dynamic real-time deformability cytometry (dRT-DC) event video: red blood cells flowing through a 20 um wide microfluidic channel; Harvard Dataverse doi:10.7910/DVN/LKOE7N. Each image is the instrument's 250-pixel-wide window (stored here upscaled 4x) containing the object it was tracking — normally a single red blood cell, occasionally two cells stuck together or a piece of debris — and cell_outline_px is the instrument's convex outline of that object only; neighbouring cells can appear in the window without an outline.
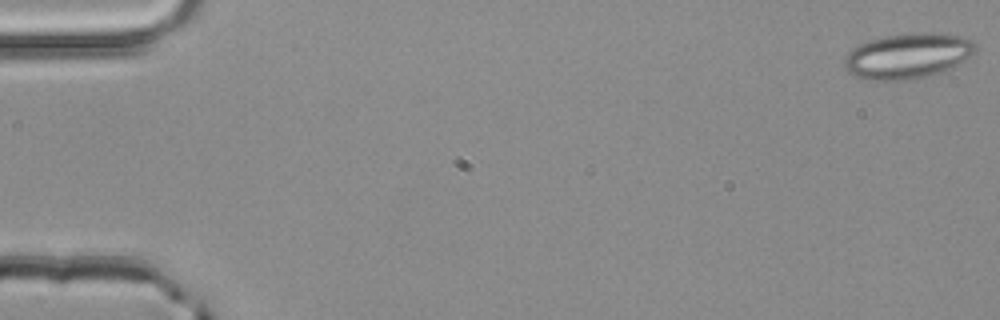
{"species": "common noctule bat (a hibernating species)", "species_latin": "Nyctalus noctula", "temperature_condition": "room temperature", "stored_images_in_passage": 52, "camera_frame_rate_fps": 3000, "um_per_image_px": 0.085, "animal": {"sex": "male", "body_mass_g": 20.4}, "frame": {"image": 1, "passage_image": 1, "time_ms": 0.0, "image_size_px": [1000, 320], "cell_outline_px": [[976, 48], [972, 56], [956, 68], [924, 76], [904, 80], [868, 80], [852, 76], [848, 72], [844, 64], [844, 60], [848, 52], [860, 44], [884, 36], [920, 32], [948, 32], [972, 40], [976, 44]], "centroid_in_image_um": [77.22, 4.74], "position_along_channel_um": 7.8, "area_um2": 35.03}}
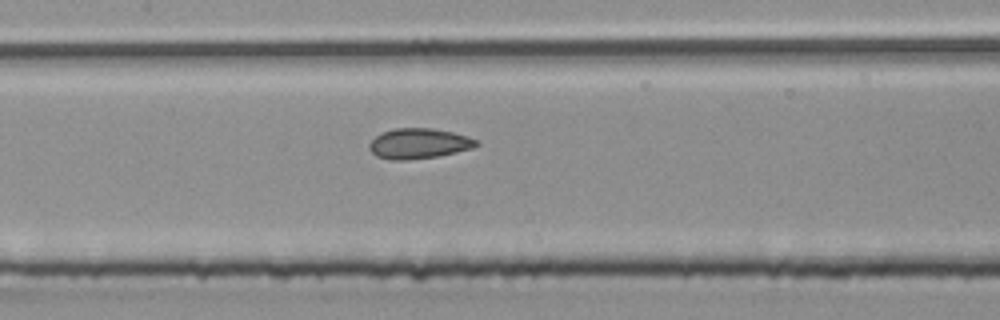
{"frame": {"image": 2, "passage_image": 25, "time_ms": 8.0, "image_size_px": [1000, 320], "cell_outline_px": [[480, 144], [472, 148], [456, 152], [436, 156], [408, 160], [392, 160], [376, 156], [368, 148], [368, 144], [376, 136], [392, 128], [432, 128], [452, 132], [468, 136], [480, 140]], "centroid_in_image_um": [35.61, 12.19], "position_along_channel_um": 171.8, "area_um2": 18.96}}
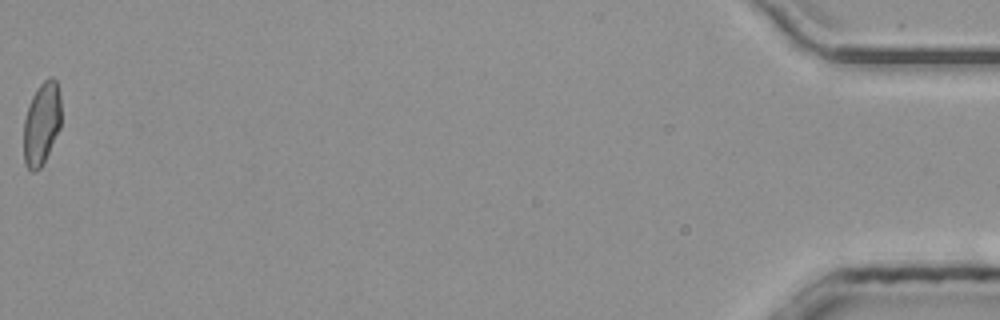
{"frame": {"image": 3, "passage_image": 52, "time_ms": 17.0, "image_size_px": [1000, 320], "cell_outline_px": [[60, 128], [40, 168], [36, 172], [32, 172], [24, 164], [24, 120], [28, 104], [36, 88], [44, 80], [52, 76], [56, 80], [60, 92]], "centroid_in_image_um": [3.53, 10.48], "position_along_channel_um": 431.7, "area_um2": 18.09}, "authors_computed_cell_mechanics": {"area_um2": 18.785, "velocity_mm_per_s": 4.0572, "shape_relaxation_time_tau1_ms": null, "shape_relaxation_time_tau2_ms": 1.191, "deformation_change_tau1": null, "deformation_change_tau2": 0.0754}}